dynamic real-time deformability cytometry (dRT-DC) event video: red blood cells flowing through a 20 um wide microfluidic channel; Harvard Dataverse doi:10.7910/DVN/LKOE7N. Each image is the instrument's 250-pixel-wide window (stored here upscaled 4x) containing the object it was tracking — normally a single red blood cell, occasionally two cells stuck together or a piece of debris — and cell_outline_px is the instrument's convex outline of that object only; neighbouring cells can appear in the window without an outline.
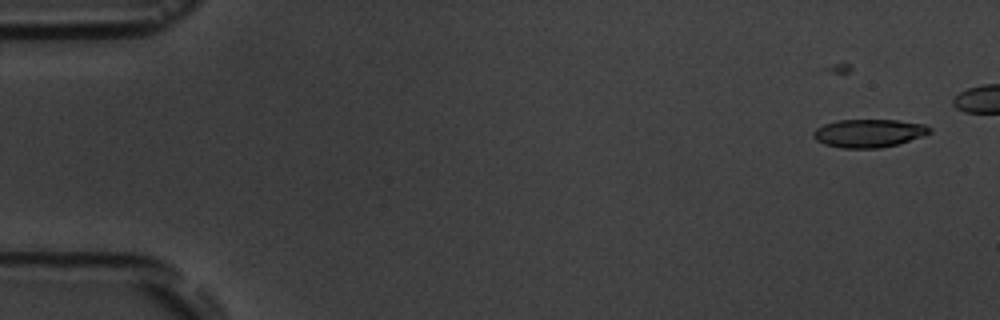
{"species": "common noctule bat (a hibernating species)", "species_latin": "Nyctalus noctula", "temperature_condition": "room temperature", "stored_images_in_passage": 6, "camera_frame_rate_fps": 3000, "um_per_image_px": 0.085, "animal": {"sex": "male", "body_mass_g": 19.5, "forearm_length_mm": 54.6}, "frame": {"image": 1, "passage_image": 2, "time_ms": 1.0, "image_size_px": [1000, 320], "cell_outline_px": [[932, 132], [924, 136], [896, 144], [880, 148], [840, 148], [824, 144], [816, 140], [812, 136], [812, 132], [816, 128], [824, 124], [836, 120], [896, 120], [924, 124], [932, 128]], "centroid_in_image_um": [73.83, 11.32], "position_along_channel_um": 11.2, "area_um2": 19.19}}